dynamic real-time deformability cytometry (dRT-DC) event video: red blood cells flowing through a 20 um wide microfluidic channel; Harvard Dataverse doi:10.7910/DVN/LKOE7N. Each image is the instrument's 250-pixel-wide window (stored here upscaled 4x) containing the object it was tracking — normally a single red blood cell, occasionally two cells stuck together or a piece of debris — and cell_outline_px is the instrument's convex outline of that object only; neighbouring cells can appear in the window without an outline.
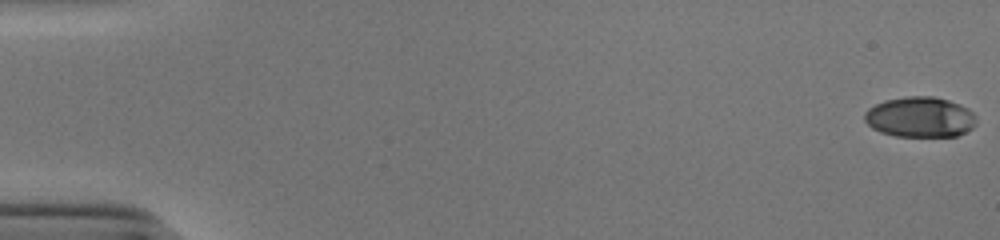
{"species": "human", "species_latin": "Homo sapiens", "temperature_condition": "cold", "stored_images_in_passage": 53, "camera_frame_rate_fps": 3000, "um_per_image_px": 0.085, "donor": {"sex": "male"}, "frame": {"image": 1, "passage_image": 1, "time_ms": 0.0, "image_size_px": [1000, 240], "cell_outline_px": [[976, 124], [972, 128], [956, 136], [896, 136], [880, 132], [872, 128], [864, 120], [864, 112], [868, 108], [884, 100], [904, 96], [932, 96], [948, 100], [960, 104], [968, 108], [976, 116]], "centroid_in_image_um": [78.19, 9.94], "position_along_channel_um": 6.8, "area_um2": 26.47}}
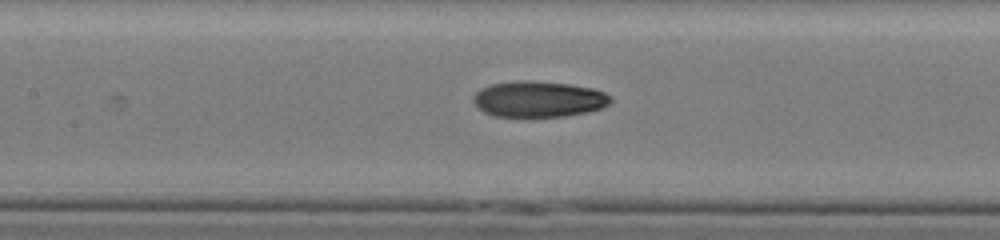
{"frame": {"image": 2, "passage_image": 26, "time_ms": 8.333, "image_size_px": [1000, 240], "cell_outline_px": [[612, 100], [604, 108], [588, 112], [564, 116], [492, 116], [484, 112], [472, 100], [472, 96], [480, 88], [492, 84], [516, 80], [528, 80], [568, 84], [592, 88], [604, 92], [612, 96]], "centroid_in_image_um": [45.79, 8.42], "position_along_channel_um": 161.6, "area_um2": 28.84}}
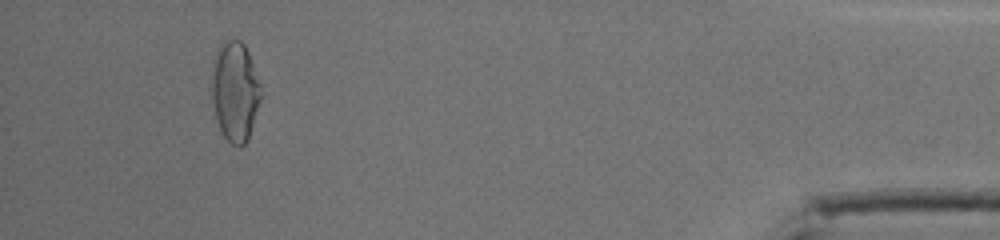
{"frame": {"image": 3, "passage_image": 50, "time_ms": 16.333, "image_size_px": [1000, 240], "cell_outline_px": [[264, 96], [248, 140], [240, 148], [236, 148], [224, 136], [216, 120], [212, 100], [212, 68], [216, 52], [224, 40], [240, 40], [244, 44], [248, 52], [260, 84]], "centroid_in_image_um": [20.01, 7.81], "position_along_channel_um": 415.2, "area_um2": 29.02}, "authors_computed_cell_mechanics": {"area_um2": 28.0908, "velocity_mm_per_s": 3.9437, "shape_relaxation_time_tau1_ms": 8.8819, "shape_relaxation_time_tau2_ms": 1.4604, "deformation_change_tau1": 0.2832, "deformation_change_tau2": 0.0698}}